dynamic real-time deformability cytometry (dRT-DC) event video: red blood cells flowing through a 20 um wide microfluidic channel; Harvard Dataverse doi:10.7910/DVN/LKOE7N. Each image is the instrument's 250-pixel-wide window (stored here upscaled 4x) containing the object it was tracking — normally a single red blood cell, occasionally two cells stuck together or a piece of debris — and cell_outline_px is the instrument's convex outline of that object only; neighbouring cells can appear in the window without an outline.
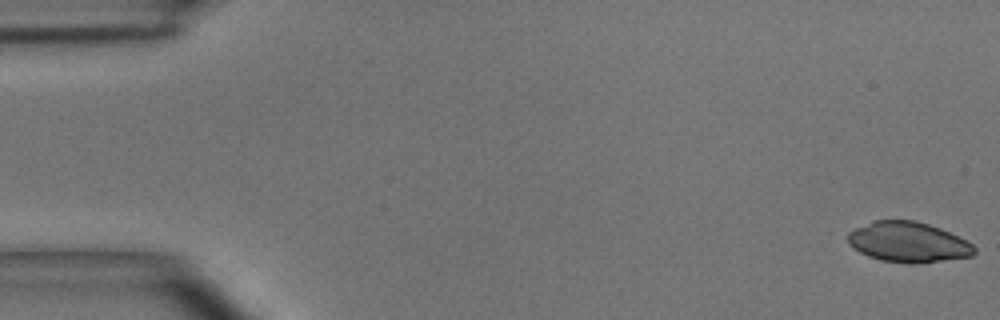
{"species": "common noctule bat (a hibernating species)", "species_latin": "Nyctalus noctula", "temperature_condition": "room temperature", "stored_images_in_passage": 8, "camera_frame_rate_fps": 3000, "um_per_image_px": 0.085, "animal": {"sex": "male", "body_mass_g": 15.6}, "frame": {"image": 1, "passage_image": 1, "time_ms": 0.0, "image_size_px": [1000, 320], "cell_outline_px": [[976, 252], [972, 256], [912, 264], [908, 264], [880, 260], [868, 256], [852, 248], [848, 244], [848, 232], [856, 228], [876, 220], [916, 220], [940, 228], [972, 244], [976, 248]], "centroid_in_image_um": [77.17, 20.58], "position_along_channel_um": 7.8, "area_um2": 29.54}}